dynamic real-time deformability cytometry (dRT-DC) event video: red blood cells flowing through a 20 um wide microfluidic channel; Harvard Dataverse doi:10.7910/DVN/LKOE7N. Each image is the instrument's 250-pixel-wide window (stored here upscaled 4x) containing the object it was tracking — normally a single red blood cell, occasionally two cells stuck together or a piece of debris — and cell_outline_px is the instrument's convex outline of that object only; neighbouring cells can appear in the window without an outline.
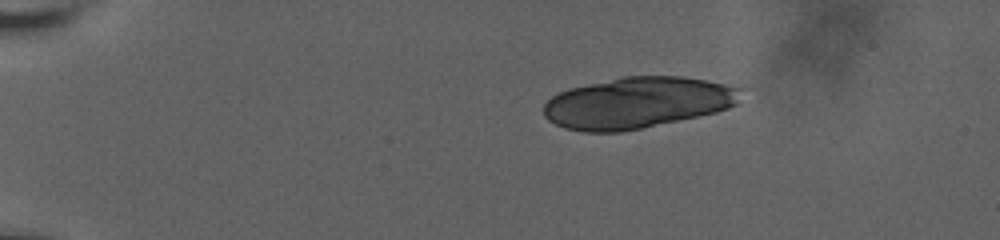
{"species": "human", "species_latin": "Homo sapiens", "temperature_condition": "room temperature", "stored_images_in_passage": 16, "camera_frame_rate_fps": 3000, "um_per_image_px": 0.085, "donor": {"sex": "male"}, "frame": {"image": 1, "passage_image": 1, "time_ms": 0.0, "image_size_px": [1000, 240], "cell_outline_px": [[740, 88], [736, 104], [728, 108], [716, 112], [640, 128], [620, 132], [584, 132], [564, 128], [548, 120], [544, 116], [544, 104], [552, 96], [560, 92], [572, 88], [588, 84], [624, 76], [680, 76], [704, 80], [724, 84]], "centroid_in_image_um": [54.14, 8.73], "position_along_channel_um": 30.9, "area_um2": 58.15}}